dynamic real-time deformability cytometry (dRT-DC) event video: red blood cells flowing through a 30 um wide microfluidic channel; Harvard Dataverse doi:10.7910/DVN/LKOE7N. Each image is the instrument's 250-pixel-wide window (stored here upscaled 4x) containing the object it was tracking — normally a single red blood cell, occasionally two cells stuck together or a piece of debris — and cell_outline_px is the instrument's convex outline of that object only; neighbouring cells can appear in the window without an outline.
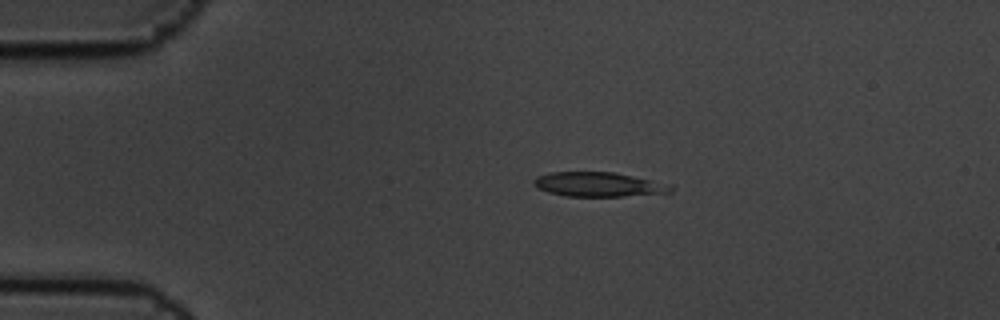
{"species": "common noctule bat (a hibernating species)", "species_latin": "Nyctalus noctula", "temperature_condition": "cold", "stored_images_in_passage": 4, "camera_frame_rate_fps": 3000, "um_per_image_px": 0.085, "animal": {"sex": "male", "body_mass_g": 19.5, "forearm_length_mm": 54.6}, "frame": {"image": 1, "passage_image": 3, "time_ms": 0.667, "image_size_px": [1000, 320], "cell_outline_px": [[672, 192], [624, 196], [564, 196], [548, 192], [536, 188], [532, 184], [532, 180], [536, 176], [552, 172], [612, 172], [672, 184]], "centroid_in_image_um": [50.83, 15.68], "position_along_channel_um": 34.2, "area_um2": 19.54}}